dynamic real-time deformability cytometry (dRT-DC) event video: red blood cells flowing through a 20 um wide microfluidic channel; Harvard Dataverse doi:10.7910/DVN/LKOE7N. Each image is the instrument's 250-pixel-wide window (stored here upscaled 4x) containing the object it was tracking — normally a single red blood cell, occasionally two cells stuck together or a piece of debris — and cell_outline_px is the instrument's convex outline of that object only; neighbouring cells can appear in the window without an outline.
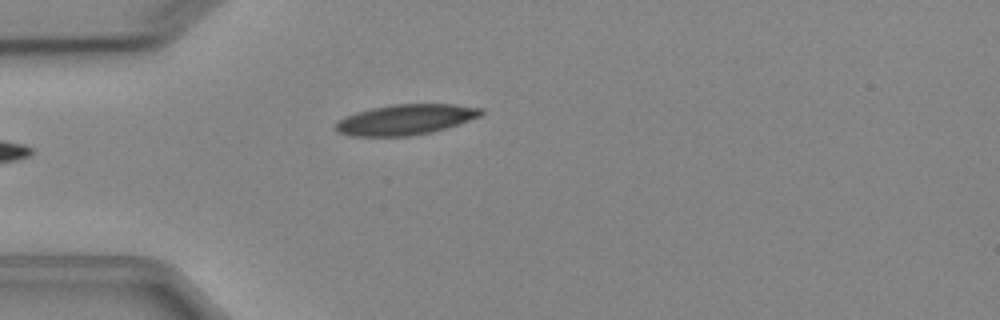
{"species": "Egyptian fruit bat (a non-hibernating species)", "species_latin": "Rousettus aegyptiacus", "temperature_condition": "cold", "stored_images_in_passage": 5, "camera_frame_rate_fps": 3000, "um_per_image_px": 0.085, "animal": {"sex": "female"}, "frame": {"image": 1, "passage_image": 5, "time_ms": 4.667, "image_size_px": [1000, 320], "cell_outline_px": [[484, 112], [480, 116], [432, 132], [408, 136], [352, 136], [336, 132], [332, 128], [332, 124], [344, 116], [356, 112], [372, 108], [392, 104], [456, 104], [484, 108]], "centroid_in_image_um": [34.4, 10.16], "position_along_channel_um": 50.6, "area_um2": 25.95}}